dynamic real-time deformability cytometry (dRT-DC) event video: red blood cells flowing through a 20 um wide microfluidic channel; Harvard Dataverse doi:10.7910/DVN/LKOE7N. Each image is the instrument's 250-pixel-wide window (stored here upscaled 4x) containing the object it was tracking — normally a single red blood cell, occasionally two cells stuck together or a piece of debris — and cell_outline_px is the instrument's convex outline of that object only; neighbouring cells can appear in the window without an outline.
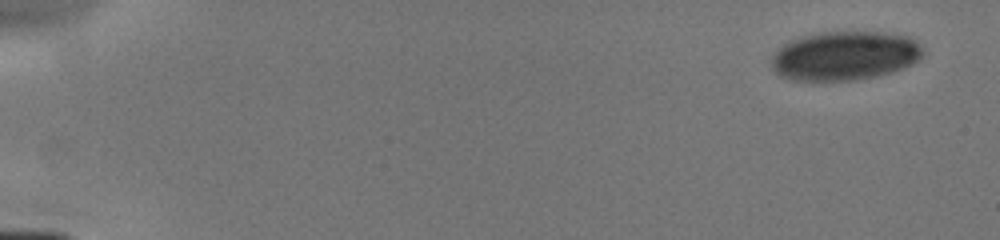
{"species": "human", "species_latin": "Homo sapiens", "temperature_condition": "cold", "stored_images_in_passage": 9, "camera_frame_rate_fps": 3000, "um_per_image_px": 0.085, "donor": {"sex": "male"}, "frame": {"image": 1, "passage_image": 1, "time_ms": 0.0, "image_size_px": [1000, 240], "cell_outline_px": [[924, 52], [912, 64], [904, 68], [892, 72], [876, 76], [852, 80], [792, 80], [780, 76], [772, 68], [772, 56], [788, 40], [800, 36], [820, 32], [880, 32], [908, 36], [916, 40], [924, 48]], "centroid_in_image_um": [71.81, 4.73], "position_along_channel_um": 13.2, "area_um2": 43.35}}
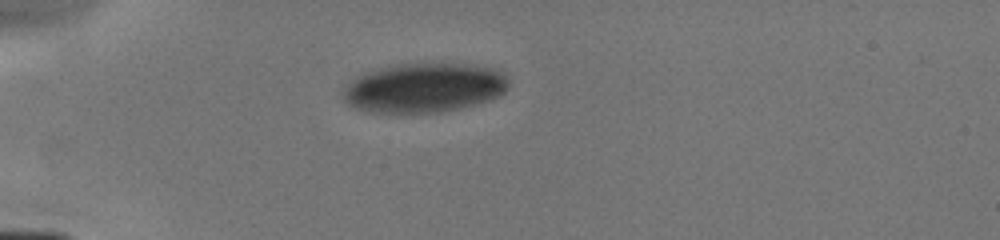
{"frame": {"image": 2, "passage_image": 5, "time_ms": 4.0, "image_size_px": [1000, 240], "cell_outline_px": [[508, 84], [504, 92], [500, 96], [488, 100], [460, 108], [440, 112], [368, 112], [356, 108], [348, 104], [344, 100], [340, 92], [356, 76], [364, 72], [396, 64], [472, 64], [488, 68], [500, 72], [508, 80]], "centroid_in_image_um": [36.0, 7.46], "position_along_channel_um": 49.0, "area_um2": 47.4}}
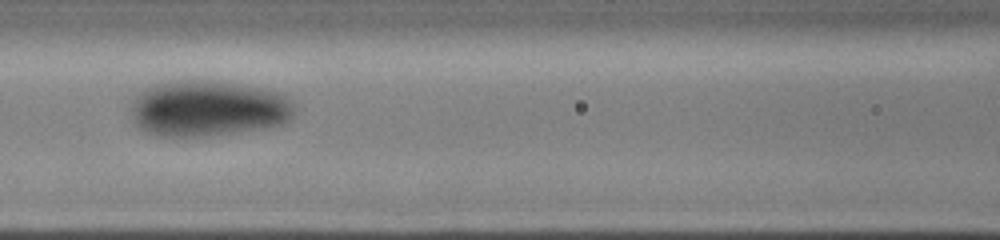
{"frame": {"image": 3, "passage_image": 8, "time_ms": 7.0, "image_size_px": [1000, 240], "cell_outline_px": [[292, 116], [284, 124], [264, 128], [204, 136], [156, 136], [140, 128], [132, 120], [132, 104], [136, 96], [144, 88], [156, 84], [176, 80], [216, 80], [244, 84], [264, 88], [280, 92], [292, 100]], "centroid_in_image_um": [17.69, 9.2], "position_along_channel_um": 148.9, "area_um2": 53.58}}